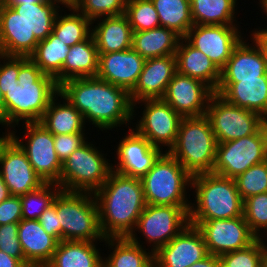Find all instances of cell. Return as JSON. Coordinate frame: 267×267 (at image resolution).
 Returning <instances> with one entry per match:
<instances>
[{
	"instance_id": "cell-1",
	"label": "cell",
	"mask_w": 267,
	"mask_h": 267,
	"mask_svg": "<svg viewBox=\"0 0 267 267\" xmlns=\"http://www.w3.org/2000/svg\"><path fill=\"white\" fill-rule=\"evenodd\" d=\"M59 93L83 115L85 123L88 120L101 131L129 126L134 119L129 93L97 77L66 80L59 85Z\"/></svg>"
},
{
	"instance_id": "cell-2",
	"label": "cell",
	"mask_w": 267,
	"mask_h": 267,
	"mask_svg": "<svg viewBox=\"0 0 267 267\" xmlns=\"http://www.w3.org/2000/svg\"><path fill=\"white\" fill-rule=\"evenodd\" d=\"M94 195L104 237H129L146 206L141 179L112 170L107 181Z\"/></svg>"
},
{
	"instance_id": "cell-3",
	"label": "cell",
	"mask_w": 267,
	"mask_h": 267,
	"mask_svg": "<svg viewBox=\"0 0 267 267\" xmlns=\"http://www.w3.org/2000/svg\"><path fill=\"white\" fill-rule=\"evenodd\" d=\"M18 86L8 90L4 96L6 131L16 125L40 122L51 100L59 93L55 79L46 75L29 58L20 57Z\"/></svg>"
},
{
	"instance_id": "cell-4",
	"label": "cell",
	"mask_w": 267,
	"mask_h": 267,
	"mask_svg": "<svg viewBox=\"0 0 267 267\" xmlns=\"http://www.w3.org/2000/svg\"><path fill=\"white\" fill-rule=\"evenodd\" d=\"M196 197L190 203L189 222L229 219L243 216V200L235 179L213 172L193 175L191 187Z\"/></svg>"
},
{
	"instance_id": "cell-5",
	"label": "cell",
	"mask_w": 267,
	"mask_h": 267,
	"mask_svg": "<svg viewBox=\"0 0 267 267\" xmlns=\"http://www.w3.org/2000/svg\"><path fill=\"white\" fill-rule=\"evenodd\" d=\"M217 144L210 121L205 115L183 117L175 144L167 152L193 176L212 172Z\"/></svg>"
},
{
	"instance_id": "cell-6",
	"label": "cell",
	"mask_w": 267,
	"mask_h": 267,
	"mask_svg": "<svg viewBox=\"0 0 267 267\" xmlns=\"http://www.w3.org/2000/svg\"><path fill=\"white\" fill-rule=\"evenodd\" d=\"M56 209L61 224V240L99 243L105 240L94 193L60 190L56 195Z\"/></svg>"
},
{
	"instance_id": "cell-7",
	"label": "cell",
	"mask_w": 267,
	"mask_h": 267,
	"mask_svg": "<svg viewBox=\"0 0 267 267\" xmlns=\"http://www.w3.org/2000/svg\"><path fill=\"white\" fill-rule=\"evenodd\" d=\"M191 178L179 161L163 152L141 178L146 204L190 206L187 190H190Z\"/></svg>"
},
{
	"instance_id": "cell-8",
	"label": "cell",
	"mask_w": 267,
	"mask_h": 267,
	"mask_svg": "<svg viewBox=\"0 0 267 267\" xmlns=\"http://www.w3.org/2000/svg\"><path fill=\"white\" fill-rule=\"evenodd\" d=\"M94 145L87 140L62 163L61 190L95 193L107 181L112 163Z\"/></svg>"
},
{
	"instance_id": "cell-9",
	"label": "cell",
	"mask_w": 267,
	"mask_h": 267,
	"mask_svg": "<svg viewBox=\"0 0 267 267\" xmlns=\"http://www.w3.org/2000/svg\"><path fill=\"white\" fill-rule=\"evenodd\" d=\"M267 160V122L253 135L217 144L212 172L235 179Z\"/></svg>"
},
{
	"instance_id": "cell-10",
	"label": "cell",
	"mask_w": 267,
	"mask_h": 267,
	"mask_svg": "<svg viewBox=\"0 0 267 267\" xmlns=\"http://www.w3.org/2000/svg\"><path fill=\"white\" fill-rule=\"evenodd\" d=\"M205 116L217 143L253 135L267 122L255 112L230 104L217 93L211 96Z\"/></svg>"
},
{
	"instance_id": "cell-11",
	"label": "cell",
	"mask_w": 267,
	"mask_h": 267,
	"mask_svg": "<svg viewBox=\"0 0 267 267\" xmlns=\"http://www.w3.org/2000/svg\"><path fill=\"white\" fill-rule=\"evenodd\" d=\"M23 125L25 142L11 129L10 137L26 153L35 172L45 183H57L60 179L62 163L55 152L54 135L40 122H28Z\"/></svg>"
},
{
	"instance_id": "cell-12",
	"label": "cell",
	"mask_w": 267,
	"mask_h": 267,
	"mask_svg": "<svg viewBox=\"0 0 267 267\" xmlns=\"http://www.w3.org/2000/svg\"><path fill=\"white\" fill-rule=\"evenodd\" d=\"M189 207L146 204L133 233L141 232L155 254L189 224Z\"/></svg>"
},
{
	"instance_id": "cell-13",
	"label": "cell",
	"mask_w": 267,
	"mask_h": 267,
	"mask_svg": "<svg viewBox=\"0 0 267 267\" xmlns=\"http://www.w3.org/2000/svg\"><path fill=\"white\" fill-rule=\"evenodd\" d=\"M144 105L142 117L133 128L138 134L150 141V144L159 147H167L168 150L175 144L178 128L182 116L162 99L143 100L133 104V115L136 117V105ZM163 146V147H162Z\"/></svg>"
},
{
	"instance_id": "cell-14",
	"label": "cell",
	"mask_w": 267,
	"mask_h": 267,
	"mask_svg": "<svg viewBox=\"0 0 267 267\" xmlns=\"http://www.w3.org/2000/svg\"><path fill=\"white\" fill-rule=\"evenodd\" d=\"M202 234L209 254L221 256L245 248L257 237L251 232L244 216L189 222Z\"/></svg>"
},
{
	"instance_id": "cell-15",
	"label": "cell",
	"mask_w": 267,
	"mask_h": 267,
	"mask_svg": "<svg viewBox=\"0 0 267 267\" xmlns=\"http://www.w3.org/2000/svg\"><path fill=\"white\" fill-rule=\"evenodd\" d=\"M238 26L193 25L184 39L200 50L221 71L243 36Z\"/></svg>"
},
{
	"instance_id": "cell-16",
	"label": "cell",
	"mask_w": 267,
	"mask_h": 267,
	"mask_svg": "<svg viewBox=\"0 0 267 267\" xmlns=\"http://www.w3.org/2000/svg\"><path fill=\"white\" fill-rule=\"evenodd\" d=\"M0 174L11 196H22L45 184L11 137L0 147Z\"/></svg>"
},
{
	"instance_id": "cell-17",
	"label": "cell",
	"mask_w": 267,
	"mask_h": 267,
	"mask_svg": "<svg viewBox=\"0 0 267 267\" xmlns=\"http://www.w3.org/2000/svg\"><path fill=\"white\" fill-rule=\"evenodd\" d=\"M214 93L202 81L177 72L167 85L162 100L182 117H200L206 114L209 100Z\"/></svg>"
},
{
	"instance_id": "cell-18",
	"label": "cell",
	"mask_w": 267,
	"mask_h": 267,
	"mask_svg": "<svg viewBox=\"0 0 267 267\" xmlns=\"http://www.w3.org/2000/svg\"><path fill=\"white\" fill-rule=\"evenodd\" d=\"M128 134L119 141L116 148L117 165L112 164V170L119 174L142 178L163 153L159 147L129 127Z\"/></svg>"
},
{
	"instance_id": "cell-19",
	"label": "cell",
	"mask_w": 267,
	"mask_h": 267,
	"mask_svg": "<svg viewBox=\"0 0 267 267\" xmlns=\"http://www.w3.org/2000/svg\"><path fill=\"white\" fill-rule=\"evenodd\" d=\"M208 255L201 232L188 224L154 254V267H190Z\"/></svg>"
},
{
	"instance_id": "cell-20",
	"label": "cell",
	"mask_w": 267,
	"mask_h": 267,
	"mask_svg": "<svg viewBox=\"0 0 267 267\" xmlns=\"http://www.w3.org/2000/svg\"><path fill=\"white\" fill-rule=\"evenodd\" d=\"M176 73L175 55L145 59L138 81L129 93L132 104L143 100L162 99L167 85Z\"/></svg>"
},
{
	"instance_id": "cell-21",
	"label": "cell",
	"mask_w": 267,
	"mask_h": 267,
	"mask_svg": "<svg viewBox=\"0 0 267 267\" xmlns=\"http://www.w3.org/2000/svg\"><path fill=\"white\" fill-rule=\"evenodd\" d=\"M98 55L96 77L130 93L142 72L145 59L133 48Z\"/></svg>"
},
{
	"instance_id": "cell-22",
	"label": "cell",
	"mask_w": 267,
	"mask_h": 267,
	"mask_svg": "<svg viewBox=\"0 0 267 267\" xmlns=\"http://www.w3.org/2000/svg\"><path fill=\"white\" fill-rule=\"evenodd\" d=\"M39 41L12 7L0 5V54L30 57Z\"/></svg>"
},
{
	"instance_id": "cell-23",
	"label": "cell",
	"mask_w": 267,
	"mask_h": 267,
	"mask_svg": "<svg viewBox=\"0 0 267 267\" xmlns=\"http://www.w3.org/2000/svg\"><path fill=\"white\" fill-rule=\"evenodd\" d=\"M215 93L230 104L255 112L267 121V73L260 79L220 82Z\"/></svg>"
},
{
	"instance_id": "cell-24",
	"label": "cell",
	"mask_w": 267,
	"mask_h": 267,
	"mask_svg": "<svg viewBox=\"0 0 267 267\" xmlns=\"http://www.w3.org/2000/svg\"><path fill=\"white\" fill-rule=\"evenodd\" d=\"M244 38L235 46L230 59L221 70L220 82H239V79H260L267 73L265 59L258 44ZM254 43V45H253Z\"/></svg>"
},
{
	"instance_id": "cell-25",
	"label": "cell",
	"mask_w": 267,
	"mask_h": 267,
	"mask_svg": "<svg viewBox=\"0 0 267 267\" xmlns=\"http://www.w3.org/2000/svg\"><path fill=\"white\" fill-rule=\"evenodd\" d=\"M18 237L25 260L31 267L46 266L59 244L38 220L22 219L18 223Z\"/></svg>"
},
{
	"instance_id": "cell-26",
	"label": "cell",
	"mask_w": 267,
	"mask_h": 267,
	"mask_svg": "<svg viewBox=\"0 0 267 267\" xmlns=\"http://www.w3.org/2000/svg\"><path fill=\"white\" fill-rule=\"evenodd\" d=\"M175 56L178 73L200 80L216 92L221 80V71L203 52L181 38Z\"/></svg>"
},
{
	"instance_id": "cell-27",
	"label": "cell",
	"mask_w": 267,
	"mask_h": 267,
	"mask_svg": "<svg viewBox=\"0 0 267 267\" xmlns=\"http://www.w3.org/2000/svg\"><path fill=\"white\" fill-rule=\"evenodd\" d=\"M94 22L97 25H93ZM91 27H93L92 35L96 42L98 54L113 53L132 48L133 30L124 14L98 18L92 21Z\"/></svg>"
},
{
	"instance_id": "cell-28",
	"label": "cell",
	"mask_w": 267,
	"mask_h": 267,
	"mask_svg": "<svg viewBox=\"0 0 267 267\" xmlns=\"http://www.w3.org/2000/svg\"><path fill=\"white\" fill-rule=\"evenodd\" d=\"M137 235L105 238L104 245L108 244L113 251L103 258V267H154V254L140 243L142 241Z\"/></svg>"
},
{
	"instance_id": "cell-29",
	"label": "cell",
	"mask_w": 267,
	"mask_h": 267,
	"mask_svg": "<svg viewBox=\"0 0 267 267\" xmlns=\"http://www.w3.org/2000/svg\"><path fill=\"white\" fill-rule=\"evenodd\" d=\"M96 243L62 240L46 267H103L104 257L101 256Z\"/></svg>"
},
{
	"instance_id": "cell-30",
	"label": "cell",
	"mask_w": 267,
	"mask_h": 267,
	"mask_svg": "<svg viewBox=\"0 0 267 267\" xmlns=\"http://www.w3.org/2000/svg\"><path fill=\"white\" fill-rule=\"evenodd\" d=\"M59 99H64L61 102ZM40 123L53 135L85 133L83 115L60 93L49 103Z\"/></svg>"
},
{
	"instance_id": "cell-31",
	"label": "cell",
	"mask_w": 267,
	"mask_h": 267,
	"mask_svg": "<svg viewBox=\"0 0 267 267\" xmlns=\"http://www.w3.org/2000/svg\"><path fill=\"white\" fill-rule=\"evenodd\" d=\"M99 55L91 34L86 40L70 47L61 70V84L72 78L96 77Z\"/></svg>"
},
{
	"instance_id": "cell-32",
	"label": "cell",
	"mask_w": 267,
	"mask_h": 267,
	"mask_svg": "<svg viewBox=\"0 0 267 267\" xmlns=\"http://www.w3.org/2000/svg\"><path fill=\"white\" fill-rule=\"evenodd\" d=\"M181 37L166 27L133 32L132 48L144 59L175 55Z\"/></svg>"
},
{
	"instance_id": "cell-33",
	"label": "cell",
	"mask_w": 267,
	"mask_h": 267,
	"mask_svg": "<svg viewBox=\"0 0 267 267\" xmlns=\"http://www.w3.org/2000/svg\"><path fill=\"white\" fill-rule=\"evenodd\" d=\"M27 23L38 41L45 40L53 31L54 23L61 7L57 2L47 1L31 4L8 5Z\"/></svg>"
},
{
	"instance_id": "cell-34",
	"label": "cell",
	"mask_w": 267,
	"mask_h": 267,
	"mask_svg": "<svg viewBox=\"0 0 267 267\" xmlns=\"http://www.w3.org/2000/svg\"><path fill=\"white\" fill-rule=\"evenodd\" d=\"M236 3L237 0H190L193 23L194 25L237 26L239 24H235L237 22Z\"/></svg>"
},
{
	"instance_id": "cell-35",
	"label": "cell",
	"mask_w": 267,
	"mask_h": 267,
	"mask_svg": "<svg viewBox=\"0 0 267 267\" xmlns=\"http://www.w3.org/2000/svg\"><path fill=\"white\" fill-rule=\"evenodd\" d=\"M70 47L60 41L53 33L39 41L34 53L29 57L44 74L53 77L61 84V70Z\"/></svg>"
},
{
	"instance_id": "cell-36",
	"label": "cell",
	"mask_w": 267,
	"mask_h": 267,
	"mask_svg": "<svg viewBox=\"0 0 267 267\" xmlns=\"http://www.w3.org/2000/svg\"><path fill=\"white\" fill-rule=\"evenodd\" d=\"M159 17L160 26L184 38L194 25L190 0H151Z\"/></svg>"
},
{
	"instance_id": "cell-37",
	"label": "cell",
	"mask_w": 267,
	"mask_h": 267,
	"mask_svg": "<svg viewBox=\"0 0 267 267\" xmlns=\"http://www.w3.org/2000/svg\"><path fill=\"white\" fill-rule=\"evenodd\" d=\"M70 13L58 12L52 33L68 47L86 40L92 34V22L75 7L68 9Z\"/></svg>"
},
{
	"instance_id": "cell-38",
	"label": "cell",
	"mask_w": 267,
	"mask_h": 267,
	"mask_svg": "<svg viewBox=\"0 0 267 267\" xmlns=\"http://www.w3.org/2000/svg\"><path fill=\"white\" fill-rule=\"evenodd\" d=\"M61 190L56 183H45L40 188L20 196L22 219L38 220L43 212L53 204L54 198Z\"/></svg>"
},
{
	"instance_id": "cell-39",
	"label": "cell",
	"mask_w": 267,
	"mask_h": 267,
	"mask_svg": "<svg viewBox=\"0 0 267 267\" xmlns=\"http://www.w3.org/2000/svg\"><path fill=\"white\" fill-rule=\"evenodd\" d=\"M124 15L133 32L160 27L158 13L151 0H127Z\"/></svg>"
},
{
	"instance_id": "cell-40",
	"label": "cell",
	"mask_w": 267,
	"mask_h": 267,
	"mask_svg": "<svg viewBox=\"0 0 267 267\" xmlns=\"http://www.w3.org/2000/svg\"><path fill=\"white\" fill-rule=\"evenodd\" d=\"M243 216L251 232L261 239L262 233H267V192L244 199Z\"/></svg>"
},
{
	"instance_id": "cell-41",
	"label": "cell",
	"mask_w": 267,
	"mask_h": 267,
	"mask_svg": "<svg viewBox=\"0 0 267 267\" xmlns=\"http://www.w3.org/2000/svg\"><path fill=\"white\" fill-rule=\"evenodd\" d=\"M263 238L266 237L257 238L245 248L221 255V264L224 267H263L265 255Z\"/></svg>"
},
{
	"instance_id": "cell-42",
	"label": "cell",
	"mask_w": 267,
	"mask_h": 267,
	"mask_svg": "<svg viewBox=\"0 0 267 267\" xmlns=\"http://www.w3.org/2000/svg\"><path fill=\"white\" fill-rule=\"evenodd\" d=\"M235 182L242 200L267 192V160L248 168Z\"/></svg>"
},
{
	"instance_id": "cell-43",
	"label": "cell",
	"mask_w": 267,
	"mask_h": 267,
	"mask_svg": "<svg viewBox=\"0 0 267 267\" xmlns=\"http://www.w3.org/2000/svg\"><path fill=\"white\" fill-rule=\"evenodd\" d=\"M127 0H80L75 8L91 22L102 17L120 16L125 13Z\"/></svg>"
},
{
	"instance_id": "cell-44",
	"label": "cell",
	"mask_w": 267,
	"mask_h": 267,
	"mask_svg": "<svg viewBox=\"0 0 267 267\" xmlns=\"http://www.w3.org/2000/svg\"><path fill=\"white\" fill-rule=\"evenodd\" d=\"M0 251L20 260L26 267H31L25 260L18 237V223L0 225Z\"/></svg>"
},
{
	"instance_id": "cell-45",
	"label": "cell",
	"mask_w": 267,
	"mask_h": 267,
	"mask_svg": "<svg viewBox=\"0 0 267 267\" xmlns=\"http://www.w3.org/2000/svg\"><path fill=\"white\" fill-rule=\"evenodd\" d=\"M19 70L20 57L0 54V89L3 96H5L8 90L19 85Z\"/></svg>"
},
{
	"instance_id": "cell-46",
	"label": "cell",
	"mask_w": 267,
	"mask_h": 267,
	"mask_svg": "<svg viewBox=\"0 0 267 267\" xmlns=\"http://www.w3.org/2000/svg\"><path fill=\"white\" fill-rule=\"evenodd\" d=\"M87 133H72L54 135L55 152L61 163L70 156V154L82 146L88 139Z\"/></svg>"
},
{
	"instance_id": "cell-47",
	"label": "cell",
	"mask_w": 267,
	"mask_h": 267,
	"mask_svg": "<svg viewBox=\"0 0 267 267\" xmlns=\"http://www.w3.org/2000/svg\"><path fill=\"white\" fill-rule=\"evenodd\" d=\"M22 220L20 196H10L0 203V225L19 223Z\"/></svg>"
},
{
	"instance_id": "cell-48",
	"label": "cell",
	"mask_w": 267,
	"mask_h": 267,
	"mask_svg": "<svg viewBox=\"0 0 267 267\" xmlns=\"http://www.w3.org/2000/svg\"><path fill=\"white\" fill-rule=\"evenodd\" d=\"M38 221L44 230L51 236L55 237L59 242L61 240V224L58 220L56 209V196L53 204H51L39 217Z\"/></svg>"
},
{
	"instance_id": "cell-49",
	"label": "cell",
	"mask_w": 267,
	"mask_h": 267,
	"mask_svg": "<svg viewBox=\"0 0 267 267\" xmlns=\"http://www.w3.org/2000/svg\"><path fill=\"white\" fill-rule=\"evenodd\" d=\"M0 267H26L20 260L0 251Z\"/></svg>"
},
{
	"instance_id": "cell-50",
	"label": "cell",
	"mask_w": 267,
	"mask_h": 267,
	"mask_svg": "<svg viewBox=\"0 0 267 267\" xmlns=\"http://www.w3.org/2000/svg\"><path fill=\"white\" fill-rule=\"evenodd\" d=\"M220 263L221 262H220V257L219 256H215V255L209 254L204 259L194 263L190 267H219Z\"/></svg>"
},
{
	"instance_id": "cell-51",
	"label": "cell",
	"mask_w": 267,
	"mask_h": 267,
	"mask_svg": "<svg viewBox=\"0 0 267 267\" xmlns=\"http://www.w3.org/2000/svg\"><path fill=\"white\" fill-rule=\"evenodd\" d=\"M253 39L255 41L259 48L261 49L264 59H265V65L267 70V35L264 34H251L250 40Z\"/></svg>"
},
{
	"instance_id": "cell-52",
	"label": "cell",
	"mask_w": 267,
	"mask_h": 267,
	"mask_svg": "<svg viewBox=\"0 0 267 267\" xmlns=\"http://www.w3.org/2000/svg\"><path fill=\"white\" fill-rule=\"evenodd\" d=\"M11 196L7 185L4 182V179L2 178V175L0 174V203L6 199H8Z\"/></svg>"
},
{
	"instance_id": "cell-53",
	"label": "cell",
	"mask_w": 267,
	"mask_h": 267,
	"mask_svg": "<svg viewBox=\"0 0 267 267\" xmlns=\"http://www.w3.org/2000/svg\"><path fill=\"white\" fill-rule=\"evenodd\" d=\"M260 2H258L259 3V7H261L262 8V10H264V11H262L264 14H266V16H267V0H259ZM267 18V17H266ZM259 29V30H258ZM261 28L259 27V28H256L255 30L253 29L251 32V34H264V35H267V27H266V29H264V28H262L261 30H260Z\"/></svg>"
},
{
	"instance_id": "cell-54",
	"label": "cell",
	"mask_w": 267,
	"mask_h": 267,
	"mask_svg": "<svg viewBox=\"0 0 267 267\" xmlns=\"http://www.w3.org/2000/svg\"><path fill=\"white\" fill-rule=\"evenodd\" d=\"M50 0H4V4L6 5H18V4H31V3H38V2H47Z\"/></svg>"
},
{
	"instance_id": "cell-55",
	"label": "cell",
	"mask_w": 267,
	"mask_h": 267,
	"mask_svg": "<svg viewBox=\"0 0 267 267\" xmlns=\"http://www.w3.org/2000/svg\"><path fill=\"white\" fill-rule=\"evenodd\" d=\"M0 125L5 126V102L0 89Z\"/></svg>"
},
{
	"instance_id": "cell-56",
	"label": "cell",
	"mask_w": 267,
	"mask_h": 267,
	"mask_svg": "<svg viewBox=\"0 0 267 267\" xmlns=\"http://www.w3.org/2000/svg\"><path fill=\"white\" fill-rule=\"evenodd\" d=\"M54 2H57L59 5H63L62 7L70 8V7H75L80 0H51Z\"/></svg>"
},
{
	"instance_id": "cell-57",
	"label": "cell",
	"mask_w": 267,
	"mask_h": 267,
	"mask_svg": "<svg viewBox=\"0 0 267 267\" xmlns=\"http://www.w3.org/2000/svg\"><path fill=\"white\" fill-rule=\"evenodd\" d=\"M2 134H4V135H1L0 136V147L4 144V142L10 137V131H8V133L5 131V133L4 132H2Z\"/></svg>"
},
{
	"instance_id": "cell-58",
	"label": "cell",
	"mask_w": 267,
	"mask_h": 267,
	"mask_svg": "<svg viewBox=\"0 0 267 267\" xmlns=\"http://www.w3.org/2000/svg\"><path fill=\"white\" fill-rule=\"evenodd\" d=\"M263 267H267V253H265L263 258Z\"/></svg>"
},
{
	"instance_id": "cell-59",
	"label": "cell",
	"mask_w": 267,
	"mask_h": 267,
	"mask_svg": "<svg viewBox=\"0 0 267 267\" xmlns=\"http://www.w3.org/2000/svg\"><path fill=\"white\" fill-rule=\"evenodd\" d=\"M266 235H267V233H266ZM265 242H267V238H266L265 241H263L264 248H265V253H267V243H265Z\"/></svg>"
},
{
	"instance_id": "cell-60",
	"label": "cell",
	"mask_w": 267,
	"mask_h": 267,
	"mask_svg": "<svg viewBox=\"0 0 267 267\" xmlns=\"http://www.w3.org/2000/svg\"><path fill=\"white\" fill-rule=\"evenodd\" d=\"M4 3V0H0V5H2Z\"/></svg>"
}]
</instances>
